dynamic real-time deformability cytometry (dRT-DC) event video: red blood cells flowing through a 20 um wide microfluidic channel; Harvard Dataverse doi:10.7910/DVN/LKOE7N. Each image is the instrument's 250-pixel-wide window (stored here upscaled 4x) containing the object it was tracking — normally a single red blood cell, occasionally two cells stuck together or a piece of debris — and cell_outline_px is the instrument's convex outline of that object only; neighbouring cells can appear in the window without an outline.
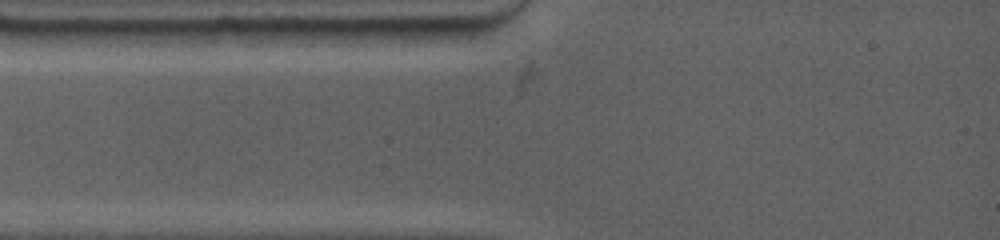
{"species": "common noctule bat (a hibernating species)", "species_latin": "Nyctalus noctula", "temperature_condition": "warm", "stored_images_in_passage": 2, "camera_frame_rate_fps": 4500, "um_per_image_px": 0.085, "animal": {"sex": "female", "body_mass_g": 19.0, "forearm_length_mm": 53.3}, "frame": {"image": 1, "passage_image": 1, "time_ms": 0.0, "image_size_px": [1000, 240], "cell_outline_px": [[484, 32], [476, 36], [444, 44], [400, 44], [360, 28], [472, 28]], "centroid_in_image_um": [36.11, 2.96], "position_along_channel_um": 48.9, "area_um2": 10.35}}